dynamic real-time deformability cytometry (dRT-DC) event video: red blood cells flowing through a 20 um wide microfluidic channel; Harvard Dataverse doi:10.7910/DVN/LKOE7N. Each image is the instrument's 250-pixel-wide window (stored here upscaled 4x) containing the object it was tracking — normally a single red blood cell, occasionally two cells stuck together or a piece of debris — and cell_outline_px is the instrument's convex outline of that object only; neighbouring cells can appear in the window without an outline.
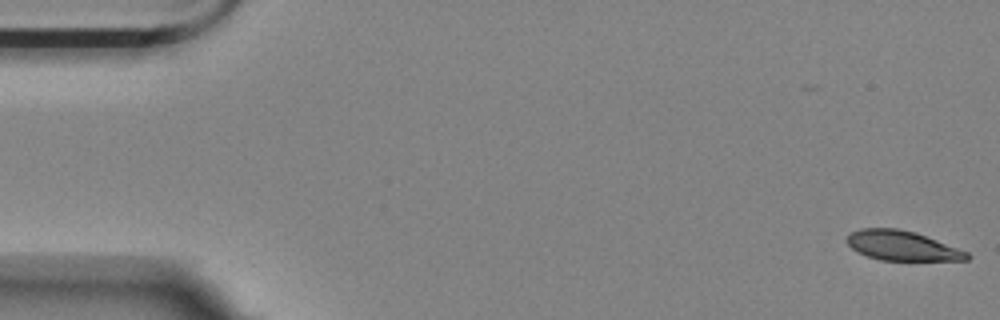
{"species": "Egyptian fruit bat (a non-hibernating species)", "species_latin": "Rousettus aegyptiacus", "temperature_condition": "room temperature", "stored_images_in_passage": 11, "camera_frame_rate_fps": 3000, "um_per_image_px": 0.085, "animal": {"sex": "female"}, "frame": {"image": 1, "passage_image": 1, "time_ms": 0.0, "image_size_px": [1000, 320], "cell_outline_px": [[972, 256], [968, 260], [880, 260], [868, 256], [852, 248], [848, 244], [848, 236], [852, 232], [860, 228], [896, 228], [916, 232], [968, 252]], "centroid_in_image_um": [76.71, 20.88], "position_along_channel_um": 8.3, "area_um2": 20.52}}